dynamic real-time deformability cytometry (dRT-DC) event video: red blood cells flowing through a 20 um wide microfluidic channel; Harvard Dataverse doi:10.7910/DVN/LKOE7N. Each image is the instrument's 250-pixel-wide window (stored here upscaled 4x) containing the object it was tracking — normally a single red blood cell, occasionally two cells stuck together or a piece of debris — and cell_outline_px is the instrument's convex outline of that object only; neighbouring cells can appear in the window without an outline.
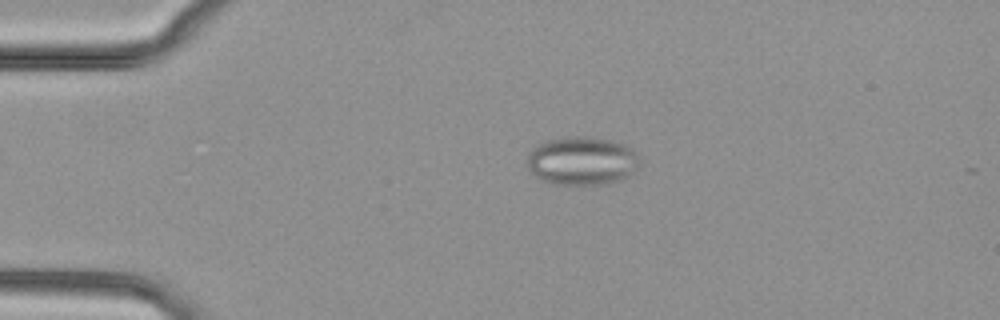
{"species": "common noctule bat (a hibernating species)", "species_latin": "Nyctalus noctula", "temperature_condition": "cold", "stored_images_in_passage": 2, "camera_frame_rate_fps": 3000, "um_per_image_px": 0.085, "animal": {"sex": "female", "body_mass_g": 29.2, "forearm_length_mm": 56.3}, "frame": {"image": 1, "passage_image": 1, "time_ms": 0.0, "image_size_px": [1000, 320], "cell_outline_px": [[640, 164], [628, 176], [620, 180], [608, 184], [556, 184], [544, 180], [536, 176], [528, 168], [528, 152], [532, 148], [548, 140], [568, 136], [588, 136], [608, 140], [624, 144], [632, 148], [636, 152], [640, 160]], "centroid_in_image_um": [49.49, 13.66], "position_along_channel_um": 35.5, "area_um2": 31.73}}